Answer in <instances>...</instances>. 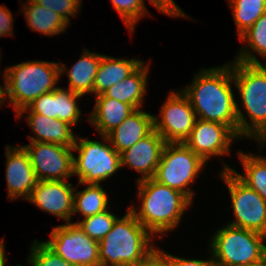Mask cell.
I'll return each mask as SVG.
<instances>
[{
  "label": "cell",
  "instance_id": "obj_4",
  "mask_svg": "<svg viewBox=\"0 0 266 266\" xmlns=\"http://www.w3.org/2000/svg\"><path fill=\"white\" fill-rule=\"evenodd\" d=\"M4 73L5 99L17 115L44 93L56 90L60 67L57 62L27 61L8 66Z\"/></svg>",
  "mask_w": 266,
  "mask_h": 266
},
{
  "label": "cell",
  "instance_id": "obj_30",
  "mask_svg": "<svg viewBox=\"0 0 266 266\" xmlns=\"http://www.w3.org/2000/svg\"><path fill=\"white\" fill-rule=\"evenodd\" d=\"M30 252L27 263L32 266H76L66 262L44 242H39L38 240L33 242Z\"/></svg>",
  "mask_w": 266,
  "mask_h": 266
},
{
  "label": "cell",
  "instance_id": "obj_35",
  "mask_svg": "<svg viewBox=\"0 0 266 266\" xmlns=\"http://www.w3.org/2000/svg\"><path fill=\"white\" fill-rule=\"evenodd\" d=\"M158 11L171 17H185L187 15L182 9L174 2V0H149Z\"/></svg>",
  "mask_w": 266,
  "mask_h": 266
},
{
  "label": "cell",
  "instance_id": "obj_32",
  "mask_svg": "<svg viewBox=\"0 0 266 266\" xmlns=\"http://www.w3.org/2000/svg\"><path fill=\"white\" fill-rule=\"evenodd\" d=\"M27 110L37 114H42L48 118L56 119V100H55V90L44 93L37 99H35L30 105L22 109L16 118L23 116Z\"/></svg>",
  "mask_w": 266,
  "mask_h": 266
},
{
  "label": "cell",
  "instance_id": "obj_22",
  "mask_svg": "<svg viewBox=\"0 0 266 266\" xmlns=\"http://www.w3.org/2000/svg\"><path fill=\"white\" fill-rule=\"evenodd\" d=\"M149 64L143 62L124 81L113 85L96 97H110L120 102L131 104L135 109L142 107L146 93Z\"/></svg>",
  "mask_w": 266,
  "mask_h": 266
},
{
  "label": "cell",
  "instance_id": "obj_26",
  "mask_svg": "<svg viewBox=\"0 0 266 266\" xmlns=\"http://www.w3.org/2000/svg\"><path fill=\"white\" fill-rule=\"evenodd\" d=\"M239 37L265 12L266 0H228Z\"/></svg>",
  "mask_w": 266,
  "mask_h": 266
},
{
  "label": "cell",
  "instance_id": "obj_42",
  "mask_svg": "<svg viewBox=\"0 0 266 266\" xmlns=\"http://www.w3.org/2000/svg\"><path fill=\"white\" fill-rule=\"evenodd\" d=\"M260 143V149L264 147L266 144V136L259 142Z\"/></svg>",
  "mask_w": 266,
  "mask_h": 266
},
{
  "label": "cell",
  "instance_id": "obj_3",
  "mask_svg": "<svg viewBox=\"0 0 266 266\" xmlns=\"http://www.w3.org/2000/svg\"><path fill=\"white\" fill-rule=\"evenodd\" d=\"M153 235L128 208L99 242L100 266H136L154 248Z\"/></svg>",
  "mask_w": 266,
  "mask_h": 266
},
{
  "label": "cell",
  "instance_id": "obj_11",
  "mask_svg": "<svg viewBox=\"0 0 266 266\" xmlns=\"http://www.w3.org/2000/svg\"><path fill=\"white\" fill-rule=\"evenodd\" d=\"M160 111V119L154 115V129L166 143H184L197 120L188 97L172 91Z\"/></svg>",
  "mask_w": 266,
  "mask_h": 266
},
{
  "label": "cell",
  "instance_id": "obj_10",
  "mask_svg": "<svg viewBox=\"0 0 266 266\" xmlns=\"http://www.w3.org/2000/svg\"><path fill=\"white\" fill-rule=\"evenodd\" d=\"M50 237L43 242L66 262L76 266H100L99 242L90 238L76 223L53 227Z\"/></svg>",
  "mask_w": 266,
  "mask_h": 266
},
{
  "label": "cell",
  "instance_id": "obj_21",
  "mask_svg": "<svg viewBox=\"0 0 266 266\" xmlns=\"http://www.w3.org/2000/svg\"><path fill=\"white\" fill-rule=\"evenodd\" d=\"M143 62L136 58L123 59L103 55L95 77L93 94L100 95L113 85L124 81Z\"/></svg>",
  "mask_w": 266,
  "mask_h": 266
},
{
  "label": "cell",
  "instance_id": "obj_1",
  "mask_svg": "<svg viewBox=\"0 0 266 266\" xmlns=\"http://www.w3.org/2000/svg\"><path fill=\"white\" fill-rule=\"evenodd\" d=\"M232 63L201 70L181 91L188 97L196 117L228 126L239 138L250 137V123L234 99Z\"/></svg>",
  "mask_w": 266,
  "mask_h": 266
},
{
  "label": "cell",
  "instance_id": "obj_18",
  "mask_svg": "<svg viewBox=\"0 0 266 266\" xmlns=\"http://www.w3.org/2000/svg\"><path fill=\"white\" fill-rule=\"evenodd\" d=\"M26 117L28 125L32 128L35 135L28 136L30 142L53 143L71 148L75 145L77 135H74L72 132L71 124L34 112H30Z\"/></svg>",
  "mask_w": 266,
  "mask_h": 266
},
{
  "label": "cell",
  "instance_id": "obj_41",
  "mask_svg": "<svg viewBox=\"0 0 266 266\" xmlns=\"http://www.w3.org/2000/svg\"><path fill=\"white\" fill-rule=\"evenodd\" d=\"M1 56V55H0ZM0 60H1V57H0ZM1 62V61H0ZM5 87H2L0 85V106H1V103L5 102Z\"/></svg>",
  "mask_w": 266,
  "mask_h": 266
},
{
  "label": "cell",
  "instance_id": "obj_27",
  "mask_svg": "<svg viewBox=\"0 0 266 266\" xmlns=\"http://www.w3.org/2000/svg\"><path fill=\"white\" fill-rule=\"evenodd\" d=\"M81 94L72 92L70 89L58 87L55 90L56 119L65 121L72 126L79 122L81 110L78 107V98Z\"/></svg>",
  "mask_w": 266,
  "mask_h": 266
},
{
  "label": "cell",
  "instance_id": "obj_13",
  "mask_svg": "<svg viewBox=\"0 0 266 266\" xmlns=\"http://www.w3.org/2000/svg\"><path fill=\"white\" fill-rule=\"evenodd\" d=\"M240 139L228 126L198 119L184 144L205 162L212 156L230 153L233 140Z\"/></svg>",
  "mask_w": 266,
  "mask_h": 266
},
{
  "label": "cell",
  "instance_id": "obj_5",
  "mask_svg": "<svg viewBox=\"0 0 266 266\" xmlns=\"http://www.w3.org/2000/svg\"><path fill=\"white\" fill-rule=\"evenodd\" d=\"M212 238L209 252L217 266H243L266 257L263 234L228 224Z\"/></svg>",
  "mask_w": 266,
  "mask_h": 266
},
{
  "label": "cell",
  "instance_id": "obj_2",
  "mask_svg": "<svg viewBox=\"0 0 266 266\" xmlns=\"http://www.w3.org/2000/svg\"><path fill=\"white\" fill-rule=\"evenodd\" d=\"M140 210L129 207L138 222L152 235L173 230L180 223L191 201L181 192L153 178L137 181Z\"/></svg>",
  "mask_w": 266,
  "mask_h": 266
},
{
  "label": "cell",
  "instance_id": "obj_12",
  "mask_svg": "<svg viewBox=\"0 0 266 266\" xmlns=\"http://www.w3.org/2000/svg\"><path fill=\"white\" fill-rule=\"evenodd\" d=\"M23 147L39 181L68 180L74 176L73 148L45 142H30Z\"/></svg>",
  "mask_w": 266,
  "mask_h": 266
},
{
  "label": "cell",
  "instance_id": "obj_23",
  "mask_svg": "<svg viewBox=\"0 0 266 266\" xmlns=\"http://www.w3.org/2000/svg\"><path fill=\"white\" fill-rule=\"evenodd\" d=\"M26 22L31 30L40 32L45 36L61 34L69 25L62 17L52 10L45 9L34 0L23 4Z\"/></svg>",
  "mask_w": 266,
  "mask_h": 266
},
{
  "label": "cell",
  "instance_id": "obj_29",
  "mask_svg": "<svg viewBox=\"0 0 266 266\" xmlns=\"http://www.w3.org/2000/svg\"><path fill=\"white\" fill-rule=\"evenodd\" d=\"M145 0H111L115 8L124 21L127 29L131 32L134 31L135 25L140 18L148 13L145 6Z\"/></svg>",
  "mask_w": 266,
  "mask_h": 266
},
{
  "label": "cell",
  "instance_id": "obj_15",
  "mask_svg": "<svg viewBox=\"0 0 266 266\" xmlns=\"http://www.w3.org/2000/svg\"><path fill=\"white\" fill-rule=\"evenodd\" d=\"M6 181L9 200L28 199L38 178L23 146H6Z\"/></svg>",
  "mask_w": 266,
  "mask_h": 266
},
{
  "label": "cell",
  "instance_id": "obj_8",
  "mask_svg": "<svg viewBox=\"0 0 266 266\" xmlns=\"http://www.w3.org/2000/svg\"><path fill=\"white\" fill-rule=\"evenodd\" d=\"M104 142L77 137L73 151L74 175H78V183L100 184L121 168L120 154L107 142V136H101ZM78 141V142H77Z\"/></svg>",
  "mask_w": 266,
  "mask_h": 266
},
{
  "label": "cell",
  "instance_id": "obj_40",
  "mask_svg": "<svg viewBox=\"0 0 266 266\" xmlns=\"http://www.w3.org/2000/svg\"><path fill=\"white\" fill-rule=\"evenodd\" d=\"M243 266H266V257L261 259L258 262L247 264V265H243Z\"/></svg>",
  "mask_w": 266,
  "mask_h": 266
},
{
  "label": "cell",
  "instance_id": "obj_24",
  "mask_svg": "<svg viewBox=\"0 0 266 266\" xmlns=\"http://www.w3.org/2000/svg\"><path fill=\"white\" fill-rule=\"evenodd\" d=\"M238 155L245 174L241 175L225 163L224 169H231L243 183L255 190L266 201V157L240 151Z\"/></svg>",
  "mask_w": 266,
  "mask_h": 266
},
{
  "label": "cell",
  "instance_id": "obj_6",
  "mask_svg": "<svg viewBox=\"0 0 266 266\" xmlns=\"http://www.w3.org/2000/svg\"><path fill=\"white\" fill-rule=\"evenodd\" d=\"M233 80L250 119V137L260 142L266 136V72L259 64L233 61Z\"/></svg>",
  "mask_w": 266,
  "mask_h": 266
},
{
  "label": "cell",
  "instance_id": "obj_16",
  "mask_svg": "<svg viewBox=\"0 0 266 266\" xmlns=\"http://www.w3.org/2000/svg\"><path fill=\"white\" fill-rule=\"evenodd\" d=\"M165 145V140L154 129L149 135L120 154L121 167L128 165L139 174L141 173L142 177H139L137 181L153 178Z\"/></svg>",
  "mask_w": 266,
  "mask_h": 266
},
{
  "label": "cell",
  "instance_id": "obj_34",
  "mask_svg": "<svg viewBox=\"0 0 266 266\" xmlns=\"http://www.w3.org/2000/svg\"><path fill=\"white\" fill-rule=\"evenodd\" d=\"M136 266H173V255L153 248Z\"/></svg>",
  "mask_w": 266,
  "mask_h": 266
},
{
  "label": "cell",
  "instance_id": "obj_28",
  "mask_svg": "<svg viewBox=\"0 0 266 266\" xmlns=\"http://www.w3.org/2000/svg\"><path fill=\"white\" fill-rule=\"evenodd\" d=\"M118 217L109 210L75 222L90 238L100 242L112 229Z\"/></svg>",
  "mask_w": 266,
  "mask_h": 266
},
{
  "label": "cell",
  "instance_id": "obj_17",
  "mask_svg": "<svg viewBox=\"0 0 266 266\" xmlns=\"http://www.w3.org/2000/svg\"><path fill=\"white\" fill-rule=\"evenodd\" d=\"M154 130V116L136 109L118 127L109 132V144L121 154Z\"/></svg>",
  "mask_w": 266,
  "mask_h": 266
},
{
  "label": "cell",
  "instance_id": "obj_25",
  "mask_svg": "<svg viewBox=\"0 0 266 266\" xmlns=\"http://www.w3.org/2000/svg\"><path fill=\"white\" fill-rule=\"evenodd\" d=\"M81 191L74 192L73 214L81 213L83 218L108 210V196L100 184H86Z\"/></svg>",
  "mask_w": 266,
  "mask_h": 266
},
{
  "label": "cell",
  "instance_id": "obj_20",
  "mask_svg": "<svg viewBox=\"0 0 266 266\" xmlns=\"http://www.w3.org/2000/svg\"><path fill=\"white\" fill-rule=\"evenodd\" d=\"M79 60L67 70L64 64L59 63L60 75L67 71L69 85L72 92L86 95L93 94V85L103 54L92 53L85 49Z\"/></svg>",
  "mask_w": 266,
  "mask_h": 266
},
{
  "label": "cell",
  "instance_id": "obj_33",
  "mask_svg": "<svg viewBox=\"0 0 266 266\" xmlns=\"http://www.w3.org/2000/svg\"><path fill=\"white\" fill-rule=\"evenodd\" d=\"M36 3L45 9L56 12L62 17L69 25L71 16L77 15L79 12L82 1L81 0H34ZM76 13V14H75Z\"/></svg>",
  "mask_w": 266,
  "mask_h": 266
},
{
  "label": "cell",
  "instance_id": "obj_39",
  "mask_svg": "<svg viewBox=\"0 0 266 266\" xmlns=\"http://www.w3.org/2000/svg\"><path fill=\"white\" fill-rule=\"evenodd\" d=\"M4 240L0 239V266H5L7 258L5 257V245Z\"/></svg>",
  "mask_w": 266,
  "mask_h": 266
},
{
  "label": "cell",
  "instance_id": "obj_14",
  "mask_svg": "<svg viewBox=\"0 0 266 266\" xmlns=\"http://www.w3.org/2000/svg\"><path fill=\"white\" fill-rule=\"evenodd\" d=\"M75 191L72 184L65 180L38 181L27 200L41 210L70 223Z\"/></svg>",
  "mask_w": 266,
  "mask_h": 266
},
{
  "label": "cell",
  "instance_id": "obj_38",
  "mask_svg": "<svg viewBox=\"0 0 266 266\" xmlns=\"http://www.w3.org/2000/svg\"><path fill=\"white\" fill-rule=\"evenodd\" d=\"M242 47H243L242 51L240 50V52L237 54V58L234 60L249 64H259L261 68L266 72V66H263V64L257 59L256 55L254 56V53L252 54V51L249 50L248 47L247 48L246 46Z\"/></svg>",
  "mask_w": 266,
  "mask_h": 266
},
{
  "label": "cell",
  "instance_id": "obj_9",
  "mask_svg": "<svg viewBox=\"0 0 266 266\" xmlns=\"http://www.w3.org/2000/svg\"><path fill=\"white\" fill-rule=\"evenodd\" d=\"M220 177L228 187L235 216L229 225L266 236V201L231 169H223Z\"/></svg>",
  "mask_w": 266,
  "mask_h": 266
},
{
  "label": "cell",
  "instance_id": "obj_36",
  "mask_svg": "<svg viewBox=\"0 0 266 266\" xmlns=\"http://www.w3.org/2000/svg\"><path fill=\"white\" fill-rule=\"evenodd\" d=\"M13 15L11 11L3 5H0V37L12 36Z\"/></svg>",
  "mask_w": 266,
  "mask_h": 266
},
{
  "label": "cell",
  "instance_id": "obj_19",
  "mask_svg": "<svg viewBox=\"0 0 266 266\" xmlns=\"http://www.w3.org/2000/svg\"><path fill=\"white\" fill-rule=\"evenodd\" d=\"M95 100L88 121L101 136H106L136 110L131 104L110 97H96Z\"/></svg>",
  "mask_w": 266,
  "mask_h": 266
},
{
  "label": "cell",
  "instance_id": "obj_7",
  "mask_svg": "<svg viewBox=\"0 0 266 266\" xmlns=\"http://www.w3.org/2000/svg\"><path fill=\"white\" fill-rule=\"evenodd\" d=\"M205 164L184 143H166L153 179L183 193L193 202L194 193L187 187L196 180Z\"/></svg>",
  "mask_w": 266,
  "mask_h": 266
},
{
  "label": "cell",
  "instance_id": "obj_37",
  "mask_svg": "<svg viewBox=\"0 0 266 266\" xmlns=\"http://www.w3.org/2000/svg\"><path fill=\"white\" fill-rule=\"evenodd\" d=\"M210 260H197V259H185L179 258L173 255V266H217L214 262L212 255Z\"/></svg>",
  "mask_w": 266,
  "mask_h": 266
},
{
  "label": "cell",
  "instance_id": "obj_31",
  "mask_svg": "<svg viewBox=\"0 0 266 266\" xmlns=\"http://www.w3.org/2000/svg\"><path fill=\"white\" fill-rule=\"evenodd\" d=\"M249 48L266 58V12L240 37Z\"/></svg>",
  "mask_w": 266,
  "mask_h": 266
}]
</instances>
